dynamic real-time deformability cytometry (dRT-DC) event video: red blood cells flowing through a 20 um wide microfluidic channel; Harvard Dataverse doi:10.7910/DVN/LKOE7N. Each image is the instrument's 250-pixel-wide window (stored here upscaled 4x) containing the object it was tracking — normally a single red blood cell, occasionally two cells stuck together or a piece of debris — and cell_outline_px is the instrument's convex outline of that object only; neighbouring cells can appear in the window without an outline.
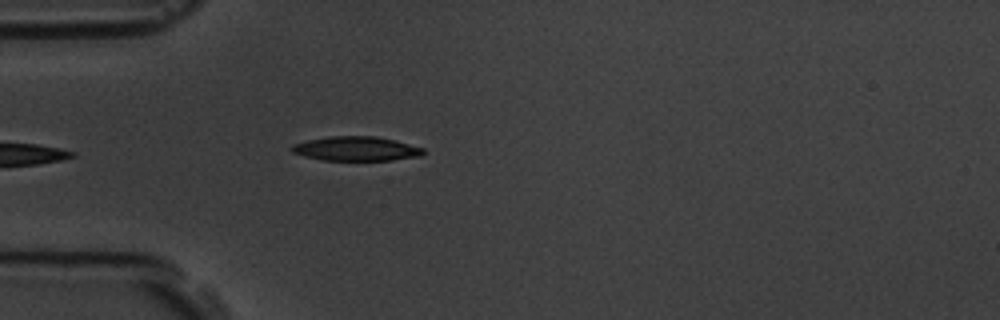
{"species": "common noctule bat (a hibernating species)", "species_latin": "Nyctalus noctula", "temperature_condition": "room temperature", "stored_images_in_passage": 3, "camera_frame_rate_fps": 3000, "um_per_image_px": 0.085, "animal": {"sex": "male", "body_mass_g": 19.5, "forearm_length_mm": 54.6}, "frame": {"image": 1, "passage_image": 3, "time_ms": 2.333, "image_size_px": [1000, 320], "cell_outline_px": [[424, 152], [420, 156], [392, 160], [320, 160], [304, 156], [292, 152], [288, 148], [292, 144], [308, 140], [332, 136], [376, 136], [396, 140], [424, 148]], "centroid_in_image_um": [30.25, 12.64], "position_along_channel_um": 54.7, "area_um2": 18.73}}